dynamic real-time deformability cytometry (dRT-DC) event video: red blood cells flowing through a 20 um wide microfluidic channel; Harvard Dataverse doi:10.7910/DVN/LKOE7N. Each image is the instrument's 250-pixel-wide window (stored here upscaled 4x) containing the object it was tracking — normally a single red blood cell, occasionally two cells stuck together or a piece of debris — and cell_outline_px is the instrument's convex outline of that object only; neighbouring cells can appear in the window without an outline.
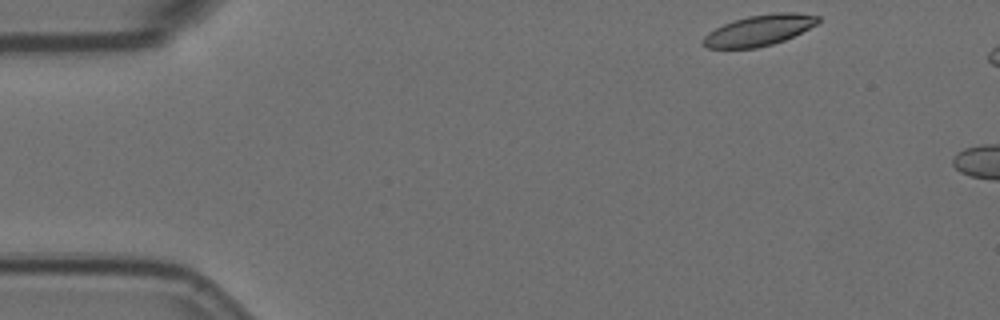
{"species": "Egyptian fruit bat (a non-hibernating species)", "species_latin": "Rousettus aegyptiacus", "temperature_condition": "room temperature", "stored_images_in_passage": 2, "camera_frame_rate_fps": 3000, "um_per_image_px": 0.085, "animal": {"sex": "female"}, "frame": {"image": 1, "passage_image": 1, "time_ms": 0.0, "image_size_px": [1000, 320], "cell_outline_px": [[820, 20], [816, 24], [784, 40], [772, 44], [756, 48], [708, 48], [700, 40], [708, 32], [724, 24], [748, 16], [776, 12], [796, 12], [820, 16]], "centroid_in_image_um": [64.52, 2.57], "position_along_channel_um": 20.5, "area_um2": 20.4}}